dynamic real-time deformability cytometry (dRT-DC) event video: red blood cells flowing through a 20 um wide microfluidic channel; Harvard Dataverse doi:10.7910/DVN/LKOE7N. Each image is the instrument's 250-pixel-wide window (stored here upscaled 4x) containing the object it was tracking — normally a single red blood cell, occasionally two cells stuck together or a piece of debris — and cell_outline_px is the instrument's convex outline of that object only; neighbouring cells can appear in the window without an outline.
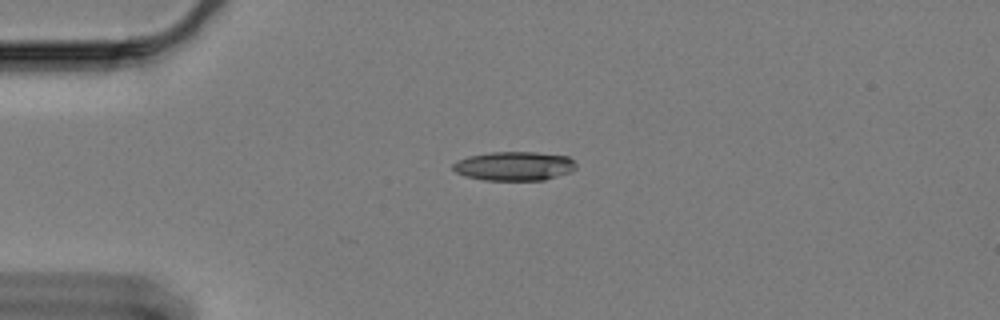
{"species": "Egyptian fruit bat (a non-hibernating species)", "species_latin": "Rousettus aegyptiacus", "temperature_condition": "cold", "stored_images_in_passage": 46, "camera_frame_rate_fps": 3000, "um_per_image_px": 0.085, "animal": {"sex": "female"}, "frame": {"image": 1, "passage_image": 1, "time_ms": 0.0, "image_size_px": [1000, 320], "cell_outline_px": [[576, 168], [568, 172], [544, 180], [484, 180], [464, 176], [456, 172], [452, 168], [452, 164], [456, 160], [468, 156], [492, 152], [536, 152], [568, 156], [576, 164]], "centroid_in_image_um": [43.67, 14.11], "position_along_channel_um": 41.3, "area_um2": 20.81}}
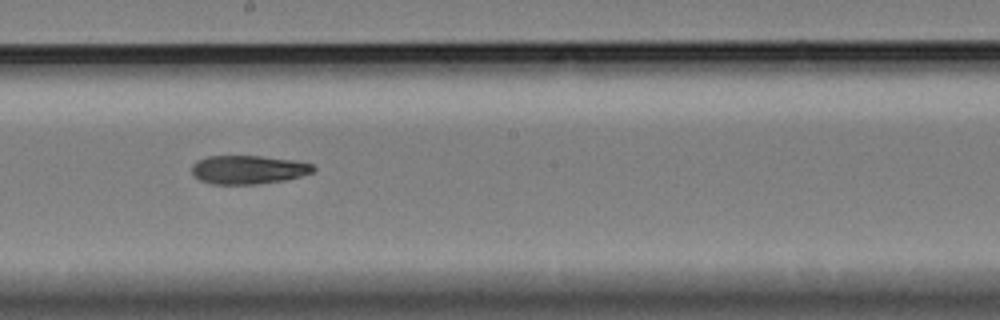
{"frame": {"image": 2, "passage_image": 20, "time_ms": 6.333, "image_size_px": [1000, 320], "cell_outline_px": [[316, 168], [312, 172], [300, 176], [284, 180], [256, 184], [212, 184], [200, 180], [192, 172], [192, 164], [196, 160], [208, 156], [260, 156], [292, 160], [312, 164]], "centroid_in_image_um": [21.07, 14.42], "position_along_channel_um": 227.1, "area_um2": 20.11}}
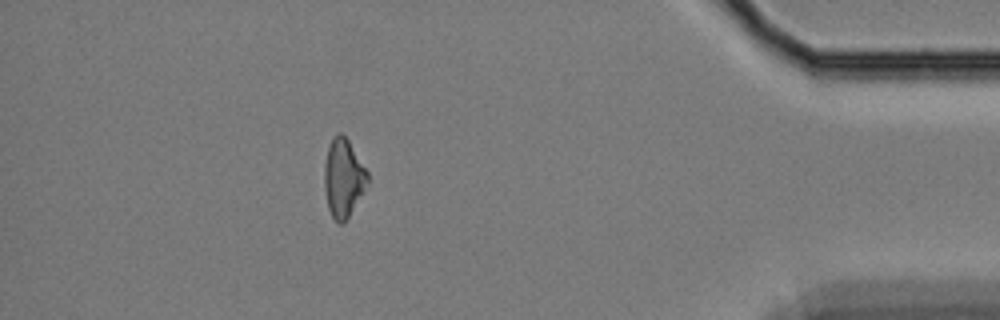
{"frame": {"image": 3, "passage_image": 40, "time_ms": 13.0, "image_size_px": [1000, 320], "cell_outline_px": [[368, 180], [364, 192], [344, 224], [340, 224], [332, 216], [328, 208], [324, 188], [324, 164], [328, 148], [336, 132], [340, 132], [348, 140], [368, 172]], "centroid_in_image_um": [29.18, 15.15], "position_along_channel_um": 406.0, "area_um2": 19.65}, "authors_computed_cell_mechanics": {"area_um2": 20.9236, "velocity_mm_per_s": 3.3422, "shape_relaxation_time_tau1_ms": 5.926, "shape_relaxation_time_tau2_ms": null, "deformation_change_tau1": 0.1368, "deformation_change_tau2": null}}